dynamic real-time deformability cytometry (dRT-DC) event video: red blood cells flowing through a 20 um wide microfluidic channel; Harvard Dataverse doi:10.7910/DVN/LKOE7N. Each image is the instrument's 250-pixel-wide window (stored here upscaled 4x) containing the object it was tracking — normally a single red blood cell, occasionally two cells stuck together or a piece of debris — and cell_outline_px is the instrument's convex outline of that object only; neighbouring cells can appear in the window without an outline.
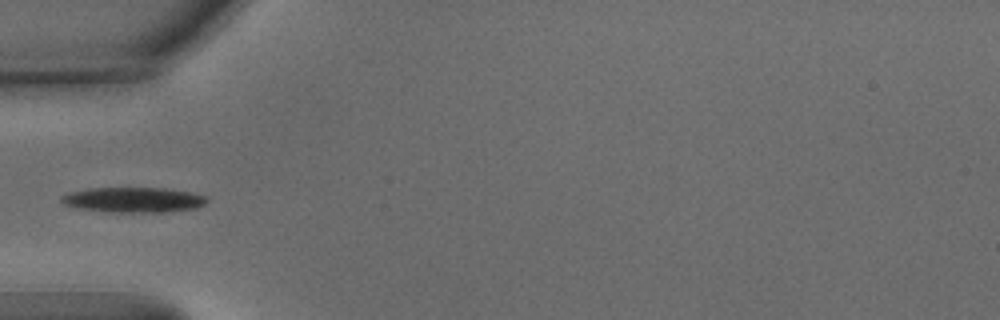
{"species": "common noctule bat (a hibernating species)", "species_latin": "Nyctalus noctula", "temperature_condition": "warm", "stored_images_in_passage": 36, "camera_frame_rate_fps": 3000, "um_per_image_px": 0.085, "animal": {"sex": "male", "body_mass_g": 15.6}, "frame": {"image": 1, "passage_image": 1, "time_ms": 0.0, "image_size_px": [1000, 320], "cell_outline_px": [[208, 200], [204, 204], [196, 208], [164, 212], [108, 212], [80, 208], [64, 204], [60, 200], [60, 196], [68, 192], [88, 188], [164, 188], [192, 192], [208, 196]], "centroid_in_image_um": [11.35, 16.98], "position_along_channel_um": 73.6, "area_um2": 21.44}}
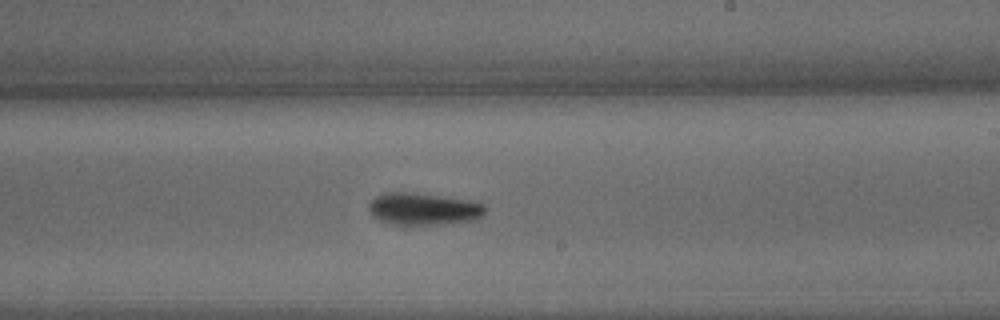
{"frame": {"image": 2, "passage_image": 15, "time_ms": 4.667, "image_size_px": [1000, 320], "cell_outline_px": [[484, 212], [476, 220], [444, 224], [392, 224], [380, 220], [368, 208], [368, 204], [376, 196], [384, 192], [412, 192], [468, 200], [484, 204]], "centroid_in_image_um": [35.99, 17.75], "position_along_channel_um": 253.0, "area_um2": 21.5}}
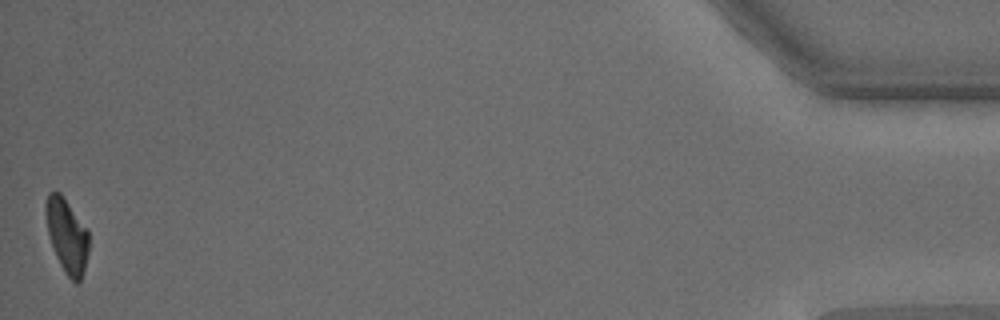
{"frame": {"image": 3, "passage_image": 36, "time_ms": 11.667, "image_size_px": [1000, 320], "cell_outline_px": [[88, 252], [84, 268], [80, 280], [76, 284], [68, 276], [60, 264], [56, 256], [48, 232], [44, 212], [44, 208], [48, 192], [60, 192], [88, 228]], "centroid_in_image_um": [5.68, 19.98], "position_along_channel_um": 429.5, "area_um2": 18.5}}